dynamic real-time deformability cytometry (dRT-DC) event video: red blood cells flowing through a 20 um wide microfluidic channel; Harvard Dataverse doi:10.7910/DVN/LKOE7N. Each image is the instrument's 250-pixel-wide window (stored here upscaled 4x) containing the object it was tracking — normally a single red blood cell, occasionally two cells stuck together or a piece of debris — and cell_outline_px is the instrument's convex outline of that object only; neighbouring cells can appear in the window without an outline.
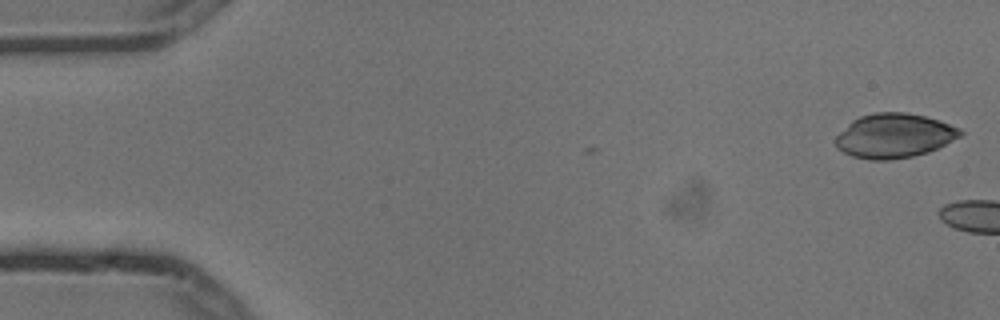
{"species": "common noctule bat (a hibernating species)", "species_latin": "Nyctalus noctula", "temperature_condition": "cold", "stored_images_in_passage": 2, "camera_frame_rate_fps": 3000, "um_per_image_px": 0.085, "animal": {"sex": "male", "body_mass_g": 13.3}, "frame": {"image": 1, "passage_image": 1, "time_ms": 0.0, "image_size_px": [1000, 320], "cell_outline_px": [[964, 132], [960, 136], [928, 152], [912, 156], [888, 160], [868, 160], [852, 156], [836, 148], [836, 136], [852, 120], [860, 116], [876, 112], [904, 112], [924, 116], [960, 128]], "centroid_in_image_um": [75.97, 11.54], "position_along_channel_um": 9.0, "area_um2": 31.91}}